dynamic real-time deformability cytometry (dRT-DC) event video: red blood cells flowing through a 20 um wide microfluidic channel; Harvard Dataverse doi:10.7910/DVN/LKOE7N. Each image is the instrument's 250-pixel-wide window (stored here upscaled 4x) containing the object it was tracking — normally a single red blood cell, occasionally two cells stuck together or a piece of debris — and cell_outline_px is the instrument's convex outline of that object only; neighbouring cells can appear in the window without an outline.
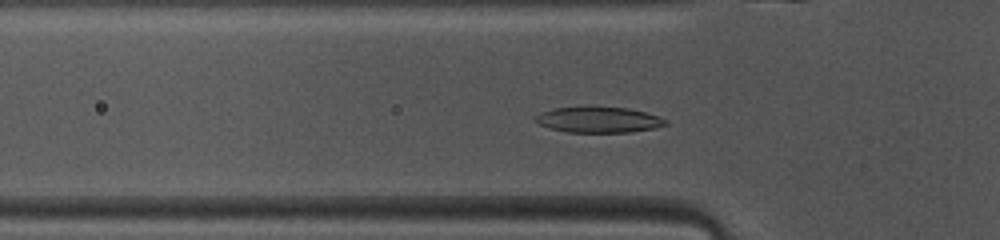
{"species": "common noctule bat (a hibernating species)", "species_latin": "Nyctalus noctula", "temperature_condition": "warm", "stored_images_in_passage": 36, "camera_frame_rate_fps": 3000, "um_per_image_px": 0.085, "animal": {"sex": "female", "body_mass_g": 10.0, "forearm_length_mm": 53.1}, "frame": {"image": 1, "passage_image": 2, "time_ms": 0.333, "image_size_px": [1000, 240], "cell_outline_px": [[668, 124], [656, 128], [628, 132], [568, 132], [548, 128], [532, 120], [540, 112], [556, 108], [628, 108], [644, 112], [668, 120]], "centroid_in_image_um": [50.87, 10.2], "position_along_channel_um": 74.9, "area_um2": 19.13}}
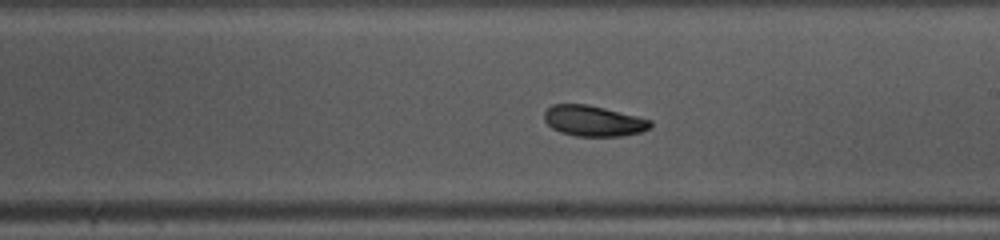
{"frame": {"image": 2, "passage_image": 14, "time_ms": 4.333, "image_size_px": [1000, 240], "cell_outline_px": [[652, 128], [640, 132], [624, 136], [576, 136], [560, 132], [552, 128], [544, 120], [544, 112], [552, 104], [588, 104], [652, 120]], "centroid_in_image_um": [50.45, 10.28], "position_along_channel_um": 238.6, "area_um2": 19.02}}
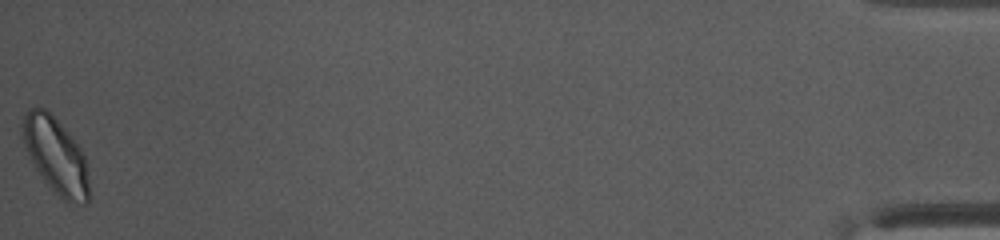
{"frame": {"image": 3, "passage_image": 36, "time_ms": 11.667, "image_size_px": [1000, 240], "cell_outline_px": [[88, 204], [68, 204], [44, 180], [36, 168], [24, 144], [20, 124], [24, 112], [28, 108], [44, 108], [72, 136], [80, 148], [84, 156], [88, 172]], "centroid_in_image_um": [4.74, 13.22], "position_along_channel_um": 430.5, "area_um2": 29.13}, "authors_computed_cell_mechanics": {"area_um2": 19.5075, "velocity_mm_per_s": 4.0676, "shape_relaxation_time_tau1_ms": 2.6797, "shape_relaxation_time_tau2_ms": 3.5166, "deformation_change_tau1": 0.129, "deformation_change_tau2": 0.0864}}